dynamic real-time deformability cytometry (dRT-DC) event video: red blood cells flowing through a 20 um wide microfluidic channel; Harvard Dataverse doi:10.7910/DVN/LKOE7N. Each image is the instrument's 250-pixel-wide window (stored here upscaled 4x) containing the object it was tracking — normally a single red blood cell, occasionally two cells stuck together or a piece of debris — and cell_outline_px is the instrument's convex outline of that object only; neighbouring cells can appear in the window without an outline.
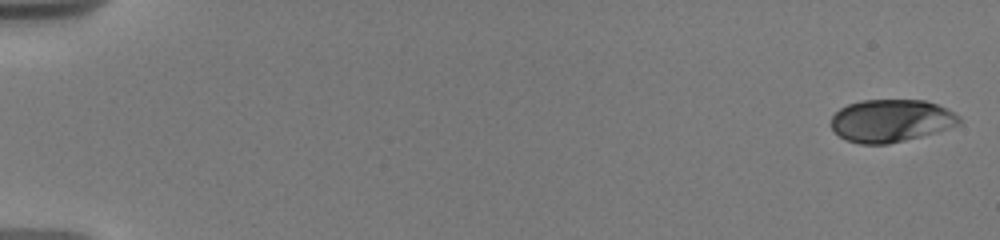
{"species": "human", "species_latin": "Homo sapiens", "temperature_condition": "warm", "stored_images_in_passage": 26, "camera_frame_rate_fps": 3000, "um_per_image_px": 0.085, "donor": {"sex": "male"}, "frame": {"image": 1, "passage_image": 1, "time_ms": 0.0, "image_size_px": [1000, 240], "cell_outline_px": [[960, 124], [936, 132], [888, 144], [860, 144], [844, 140], [832, 128], [832, 116], [840, 108], [848, 104], [860, 100], [924, 100], [936, 104], [960, 116]], "centroid_in_image_um": [75.71, 10.26], "position_along_channel_um": 9.3, "area_um2": 31.62}}
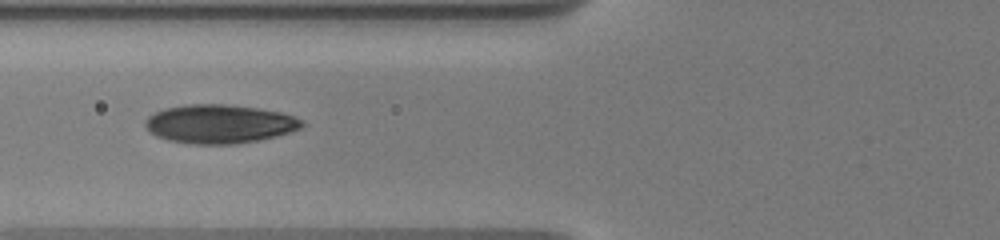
{"frame": {"image": 2, "passage_image": 20, "time_ms": 7.333, "image_size_px": [1000, 240], "cell_outline_px": [[304, 124], [300, 128], [276, 136], [260, 140], [236, 144], [192, 144], [168, 140], [156, 136], [148, 132], [144, 124], [144, 120], [148, 116], [164, 108], [188, 104], [224, 104], [256, 108], [280, 112], [304, 120]], "centroid_in_image_um": [18.61, 10.54], "position_along_channel_um": 107.2, "area_um2": 35.43}}
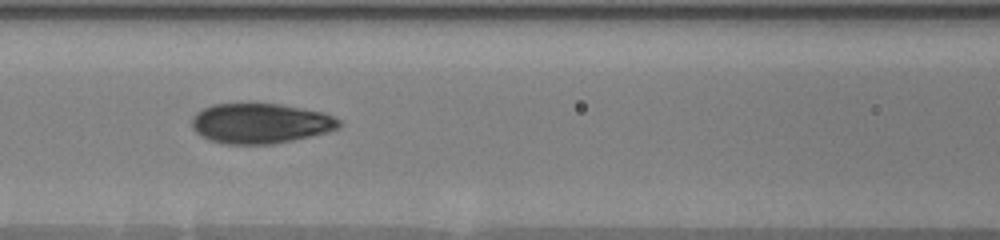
{"frame": {"image": 3, "passage_image": 25, "time_ms": 8.333, "image_size_px": [1000, 240], "cell_outline_px": [[344, 124], [340, 128], [328, 132], [292, 140], [272, 144], [224, 144], [200, 136], [192, 128], [192, 116], [196, 112], [212, 104], [280, 104], [324, 112], [340, 120]], "centroid_in_image_um": [22.15, 10.49], "position_along_channel_um": 144.4, "area_um2": 34.51}}